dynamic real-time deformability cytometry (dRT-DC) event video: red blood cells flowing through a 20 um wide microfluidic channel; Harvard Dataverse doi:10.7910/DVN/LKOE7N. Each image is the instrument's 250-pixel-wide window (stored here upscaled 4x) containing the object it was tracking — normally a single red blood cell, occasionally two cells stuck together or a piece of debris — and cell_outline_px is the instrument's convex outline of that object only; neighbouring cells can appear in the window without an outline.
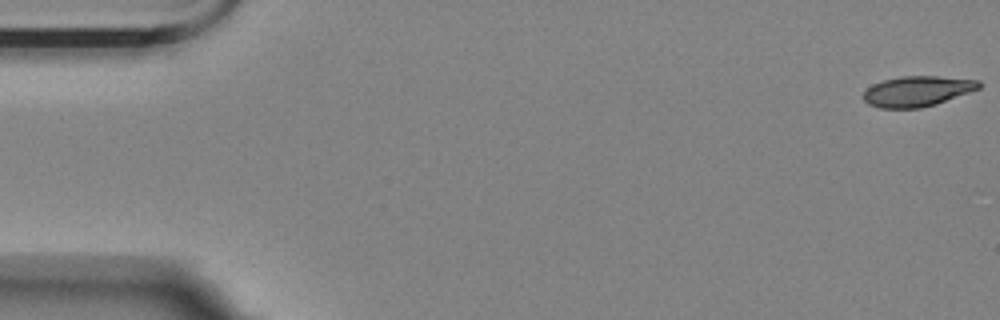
{"species": "Egyptian fruit bat (a non-hibernating species)", "species_latin": "Rousettus aegyptiacus", "temperature_condition": "room temperature", "stored_images_in_passage": 34, "camera_frame_rate_fps": 3000, "um_per_image_px": 0.085, "animal": {"sex": "female"}, "frame": {"image": 1, "passage_image": 1, "time_ms": 0.0, "image_size_px": [1000, 320], "cell_outline_px": [[980, 88], [936, 104], [920, 108], [880, 108], [868, 104], [864, 100], [864, 92], [872, 84], [884, 80], [900, 76], [936, 76], [980, 80]], "centroid_in_image_um": [77.96, 7.75], "position_along_channel_um": 7.0, "area_um2": 20.35}}
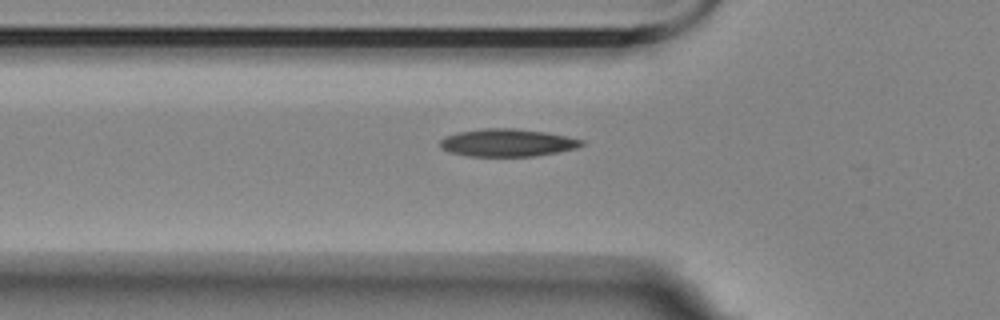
{"frame": {"image": 2, "passage_image": 19, "time_ms": 6.0, "image_size_px": [1000, 320], "cell_outline_px": [[584, 144], [576, 148], [560, 152], [536, 156], [468, 156], [452, 152], [440, 148], [440, 140], [444, 136], [456, 132], [484, 128], [516, 128], [548, 132], [584, 140]], "centroid_in_image_um": [43.14, 12.12], "position_along_channel_um": 82.7, "area_um2": 23.0}}
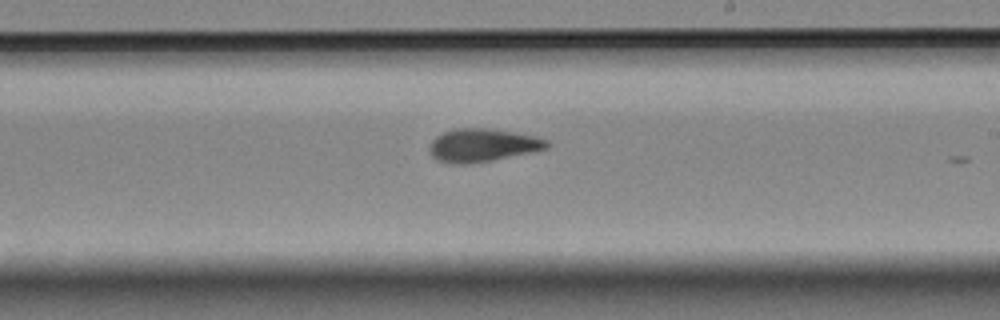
{"frame": {"image": 3, "passage_image": 33, "time_ms": 10.667, "image_size_px": [1000, 320], "cell_outline_px": [[552, 144], [548, 148], [532, 152], [492, 160], [468, 164], [452, 164], [436, 160], [432, 156], [428, 148], [432, 140], [436, 136], [444, 132], [456, 128], [488, 128], [536, 136], [548, 140]], "centroid_in_image_um": [41.02, 12.35], "position_along_channel_um": 248.0, "area_um2": 22.77}}